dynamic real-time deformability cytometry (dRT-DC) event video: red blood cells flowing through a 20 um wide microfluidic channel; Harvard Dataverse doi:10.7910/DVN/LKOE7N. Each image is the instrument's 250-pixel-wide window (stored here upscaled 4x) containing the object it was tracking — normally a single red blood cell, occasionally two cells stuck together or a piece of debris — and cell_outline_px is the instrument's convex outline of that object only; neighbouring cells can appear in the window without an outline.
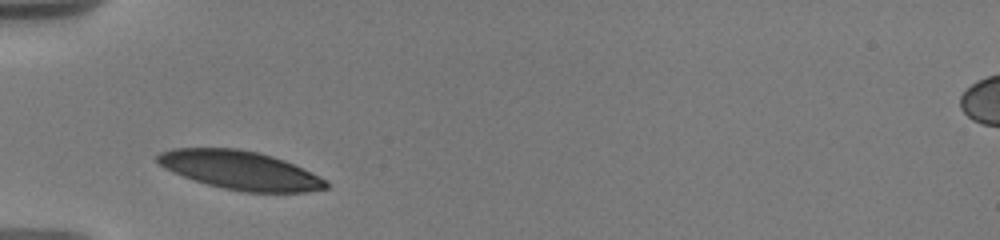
{"species": "human", "species_latin": "Homo sapiens", "temperature_condition": "warm", "stored_images_in_passage": 6, "camera_frame_rate_fps": 3000, "um_per_image_px": 0.085, "donor": {"sex": "male"}, "frame": {"image": 1, "passage_image": 1, "time_ms": 0.0, "image_size_px": [1000, 240], "cell_outline_px": [[328, 188], [308, 192], [244, 192], [224, 188], [208, 184], [172, 172], [164, 168], [156, 160], [156, 156], [160, 152], [172, 148], [236, 148], [260, 152], [284, 160], [328, 180]], "centroid_in_image_um": [20.42, 14.46], "position_along_channel_um": 64.6, "area_um2": 37.8}}
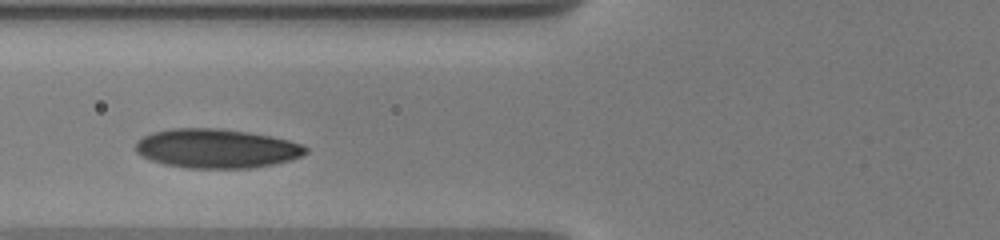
{"frame": {"image": 2, "passage_image": 3, "time_ms": 1.333, "image_size_px": [1000, 240], "cell_outline_px": [[308, 152], [292, 160], [272, 164], [248, 168], [188, 168], [164, 164], [152, 160], [136, 152], [136, 140], [152, 132], [172, 128], [224, 128], [272, 136], [304, 144], [308, 148]], "centroid_in_image_um": [18.43, 12.61], "position_along_channel_um": 107.4, "area_um2": 38.96}}
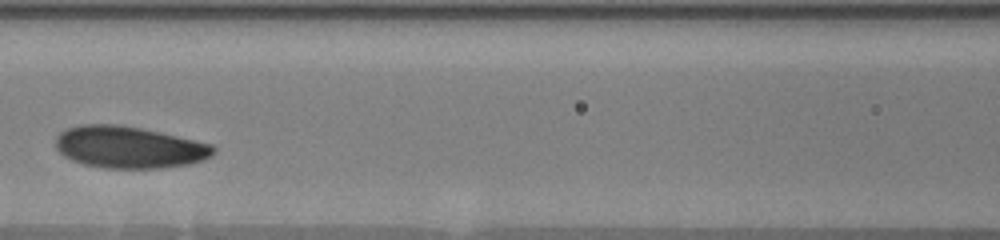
{"frame": {"image": 3, "passage_image": 5, "time_ms": 2.667, "image_size_px": [1000, 240], "cell_outline_px": [[216, 152], [212, 156], [204, 160], [188, 164], [164, 168], [104, 168], [84, 164], [72, 160], [64, 156], [56, 148], [56, 136], [60, 132], [68, 128], [80, 124], [116, 124], [140, 128], [160, 132], [196, 140], [212, 144], [216, 148]], "centroid_in_image_um": [10.99, 12.51], "position_along_channel_um": 155.6, "area_um2": 38.67}}